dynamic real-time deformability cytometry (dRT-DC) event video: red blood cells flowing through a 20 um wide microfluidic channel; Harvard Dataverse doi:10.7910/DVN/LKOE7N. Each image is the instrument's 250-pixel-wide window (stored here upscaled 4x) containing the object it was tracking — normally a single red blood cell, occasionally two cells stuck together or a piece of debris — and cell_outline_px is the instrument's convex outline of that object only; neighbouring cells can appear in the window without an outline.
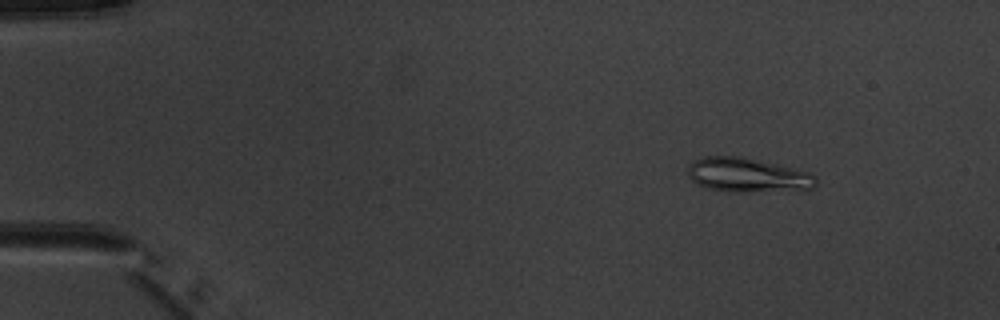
{"species": "common noctule bat (a hibernating species)", "species_latin": "Nyctalus noctula", "temperature_condition": "warm", "stored_images_in_passage": 4, "camera_frame_rate_fps": 3000, "um_per_image_px": 0.085, "animal": {"sex": "male", "body_mass_g": 20.1, "forearm_length_mm": 53.5}, "frame": {"image": 1, "passage_image": 2, "time_ms": 1.333, "image_size_px": [1000, 320], "cell_outline_px": [[816, 184], [812, 188], [744, 192], [732, 192], [708, 188], [696, 184], [688, 176], [688, 164], [704, 156], [740, 156], [780, 164], [808, 172], [816, 180]], "centroid_in_image_um": [63.48, 14.86], "position_along_channel_um": 21.5, "area_um2": 25.37}}